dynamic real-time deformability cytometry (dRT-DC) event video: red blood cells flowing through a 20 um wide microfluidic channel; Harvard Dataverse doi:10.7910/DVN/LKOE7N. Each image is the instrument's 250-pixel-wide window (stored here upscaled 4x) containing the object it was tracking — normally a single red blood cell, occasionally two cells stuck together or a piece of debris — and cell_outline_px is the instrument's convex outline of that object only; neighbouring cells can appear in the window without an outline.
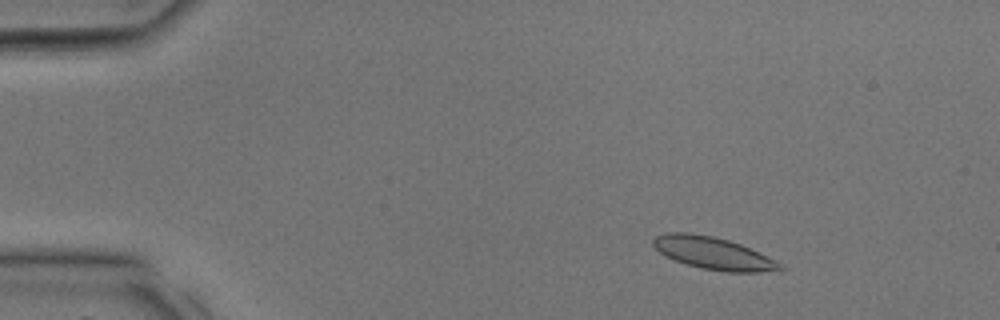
{"species": "common noctule bat (a hibernating species)", "species_latin": "Nyctalus noctula", "temperature_condition": "room temperature", "stored_images_in_passage": 22, "camera_frame_rate_fps": 3000, "um_per_image_px": 0.085, "animal": {"sex": "male", "body_mass_g": 17.9, "forearm_length_mm": 54.2}, "frame": {"image": 1, "passage_image": 5, "time_ms": 1.333, "image_size_px": [1000, 320], "cell_outline_px": [[784, 268], [780, 272], [728, 272], [704, 268], [688, 264], [676, 260], [660, 252], [652, 244], [652, 240], [656, 236], [668, 232], [688, 232], [712, 236], [728, 240], [740, 244], [784, 264]], "centroid_in_image_um": [60.69, 21.53], "position_along_channel_um": 24.3, "area_um2": 23.7}}
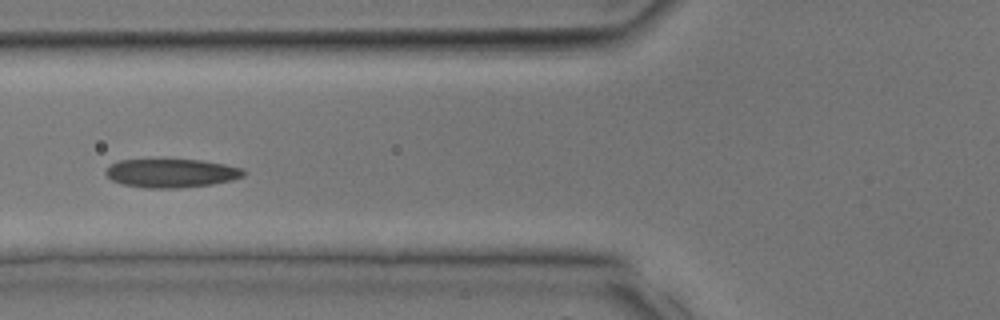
{"frame": {"image": 2, "passage_image": 13, "time_ms": 4.0, "image_size_px": [1000, 320], "cell_outline_px": [[244, 176], [232, 180], [212, 184], [180, 188], [144, 188], [124, 184], [112, 180], [104, 172], [112, 164], [120, 160], [200, 160], [224, 164], [244, 168]], "centroid_in_image_um": [14.59, 14.72], "position_along_channel_um": 111.2, "area_um2": 22.83}}
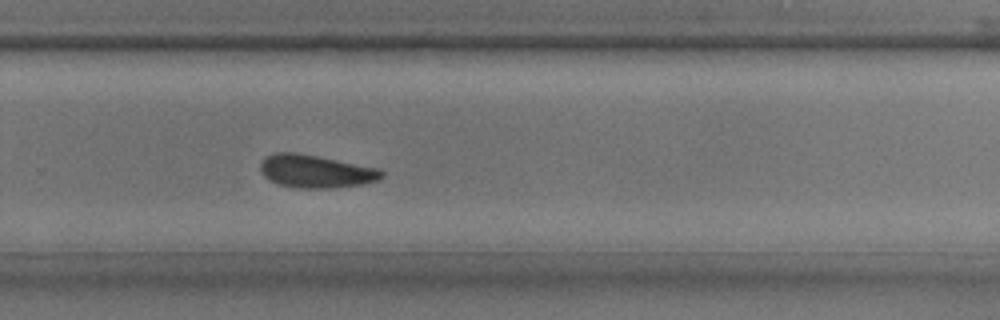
{"frame": {"image": 3, "passage_image": 22, "time_ms": 7.0, "image_size_px": [1000, 320], "cell_outline_px": [[384, 176], [376, 180], [360, 184], [332, 188], [296, 188], [280, 184], [268, 180], [260, 172], [260, 164], [264, 156], [276, 152], [296, 152], [380, 168], [384, 172]], "centroid_in_image_um": [26.8, 14.55], "position_along_channel_um": 303.0, "area_um2": 23.35}}